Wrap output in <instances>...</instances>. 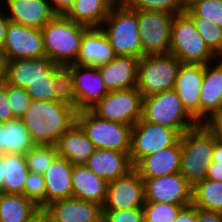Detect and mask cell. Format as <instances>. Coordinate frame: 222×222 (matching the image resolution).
I'll list each match as a JSON object with an SVG mask.
<instances>
[{
  "instance_id": "cell-22",
  "label": "cell",
  "mask_w": 222,
  "mask_h": 222,
  "mask_svg": "<svg viewBox=\"0 0 222 222\" xmlns=\"http://www.w3.org/2000/svg\"><path fill=\"white\" fill-rule=\"evenodd\" d=\"M55 63L46 56L8 60L7 83L25 88L36 78H54Z\"/></svg>"
},
{
  "instance_id": "cell-31",
  "label": "cell",
  "mask_w": 222,
  "mask_h": 222,
  "mask_svg": "<svg viewBox=\"0 0 222 222\" xmlns=\"http://www.w3.org/2000/svg\"><path fill=\"white\" fill-rule=\"evenodd\" d=\"M4 182L2 193L24 195L29 169L23 154H3Z\"/></svg>"
},
{
  "instance_id": "cell-50",
  "label": "cell",
  "mask_w": 222,
  "mask_h": 222,
  "mask_svg": "<svg viewBox=\"0 0 222 222\" xmlns=\"http://www.w3.org/2000/svg\"><path fill=\"white\" fill-rule=\"evenodd\" d=\"M8 59L0 51V86L7 83Z\"/></svg>"
},
{
  "instance_id": "cell-44",
  "label": "cell",
  "mask_w": 222,
  "mask_h": 222,
  "mask_svg": "<svg viewBox=\"0 0 222 222\" xmlns=\"http://www.w3.org/2000/svg\"><path fill=\"white\" fill-rule=\"evenodd\" d=\"M7 98V83L0 86V123L14 119V115L10 109Z\"/></svg>"
},
{
  "instance_id": "cell-20",
  "label": "cell",
  "mask_w": 222,
  "mask_h": 222,
  "mask_svg": "<svg viewBox=\"0 0 222 222\" xmlns=\"http://www.w3.org/2000/svg\"><path fill=\"white\" fill-rule=\"evenodd\" d=\"M138 57L116 56L115 59L97 67L108 92L137 87Z\"/></svg>"
},
{
  "instance_id": "cell-7",
  "label": "cell",
  "mask_w": 222,
  "mask_h": 222,
  "mask_svg": "<svg viewBox=\"0 0 222 222\" xmlns=\"http://www.w3.org/2000/svg\"><path fill=\"white\" fill-rule=\"evenodd\" d=\"M181 64L170 53L144 55L138 62L136 88L143 97L174 89Z\"/></svg>"
},
{
  "instance_id": "cell-19",
  "label": "cell",
  "mask_w": 222,
  "mask_h": 222,
  "mask_svg": "<svg viewBox=\"0 0 222 222\" xmlns=\"http://www.w3.org/2000/svg\"><path fill=\"white\" fill-rule=\"evenodd\" d=\"M110 42L100 27H89L83 34L79 54L74 64L99 67L116 58Z\"/></svg>"
},
{
  "instance_id": "cell-52",
  "label": "cell",
  "mask_w": 222,
  "mask_h": 222,
  "mask_svg": "<svg viewBox=\"0 0 222 222\" xmlns=\"http://www.w3.org/2000/svg\"><path fill=\"white\" fill-rule=\"evenodd\" d=\"M27 222H49V218L47 213L43 209H40Z\"/></svg>"
},
{
  "instance_id": "cell-49",
  "label": "cell",
  "mask_w": 222,
  "mask_h": 222,
  "mask_svg": "<svg viewBox=\"0 0 222 222\" xmlns=\"http://www.w3.org/2000/svg\"><path fill=\"white\" fill-rule=\"evenodd\" d=\"M10 20L7 17L6 12L4 9L0 8V51L2 50L6 38V30L8 27Z\"/></svg>"
},
{
  "instance_id": "cell-6",
  "label": "cell",
  "mask_w": 222,
  "mask_h": 222,
  "mask_svg": "<svg viewBox=\"0 0 222 222\" xmlns=\"http://www.w3.org/2000/svg\"><path fill=\"white\" fill-rule=\"evenodd\" d=\"M169 53L183 64L206 65L217 59L186 12L175 15L173 19Z\"/></svg>"
},
{
  "instance_id": "cell-39",
  "label": "cell",
  "mask_w": 222,
  "mask_h": 222,
  "mask_svg": "<svg viewBox=\"0 0 222 222\" xmlns=\"http://www.w3.org/2000/svg\"><path fill=\"white\" fill-rule=\"evenodd\" d=\"M24 195L40 209L46 207V187L43 174L29 172L24 186Z\"/></svg>"
},
{
  "instance_id": "cell-47",
  "label": "cell",
  "mask_w": 222,
  "mask_h": 222,
  "mask_svg": "<svg viewBox=\"0 0 222 222\" xmlns=\"http://www.w3.org/2000/svg\"><path fill=\"white\" fill-rule=\"evenodd\" d=\"M74 0H49L51 8L56 14L64 15L72 6Z\"/></svg>"
},
{
  "instance_id": "cell-32",
  "label": "cell",
  "mask_w": 222,
  "mask_h": 222,
  "mask_svg": "<svg viewBox=\"0 0 222 222\" xmlns=\"http://www.w3.org/2000/svg\"><path fill=\"white\" fill-rule=\"evenodd\" d=\"M192 204L200 209L222 213V181L205 178L197 182L192 189Z\"/></svg>"
},
{
  "instance_id": "cell-30",
  "label": "cell",
  "mask_w": 222,
  "mask_h": 222,
  "mask_svg": "<svg viewBox=\"0 0 222 222\" xmlns=\"http://www.w3.org/2000/svg\"><path fill=\"white\" fill-rule=\"evenodd\" d=\"M39 210L25 195L0 193V222H27Z\"/></svg>"
},
{
  "instance_id": "cell-48",
  "label": "cell",
  "mask_w": 222,
  "mask_h": 222,
  "mask_svg": "<svg viewBox=\"0 0 222 222\" xmlns=\"http://www.w3.org/2000/svg\"><path fill=\"white\" fill-rule=\"evenodd\" d=\"M206 178L214 181H222V164L212 161L207 169Z\"/></svg>"
},
{
  "instance_id": "cell-34",
  "label": "cell",
  "mask_w": 222,
  "mask_h": 222,
  "mask_svg": "<svg viewBox=\"0 0 222 222\" xmlns=\"http://www.w3.org/2000/svg\"><path fill=\"white\" fill-rule=\"evenodd\" d=\"M58 157L55 145H35L24 154L29 172L44 174Z\"/></svg>"
},
{
  "instance_id": "cell-14",
  "label": "cell",
  "mask_w": 222,
  "mask_h": 222,
  "mask_svg": "<svg viewBox=\"0 0 222 222\" xmlns=\"http://www.w3.org/2000/svg\"><path fill=\"white\" fill-rule=\"evenodd\" d=\"M143 180L145 185V202L179 205L192 204L193 186L180 172Z\"/></svg>"
},
{
  "instance_id": "cell-28",
  "label": "cell",
  "mask_w": 222,
  "mask_h": 222,
  "mask_svg": "<svg viewBox=\"0 0 222 222\" xmlns=\"http://www.w3.org/2000/svg\"><path fill=\"white\" fill-rule=\"evenodd\" d=\"M35 146L32 136L21 118L0 123V152L25 154Z\"/></svg>"
},
{
  "instance_id": "cell-38",
  "label": "cell",
  "mask_w": 222,
  "mask_h": 222,
  "mask_svg": "<svg viewBox=\"0 0 222 222\" xmlns=\"http://www.w3.org/2000/svg\"><path fill=\"white\" fill-rule=\"evenodd\" d=\"M132 10H153L172 13H184L187 7L185 0H128L125 3Z\"/></svg>"
},
{
  "instance_id": "cell-9",
  "label": "cell",
  "mask_w": 222,
  "mask_h": 222,
  "mask_svg": "<svg viewBox=\"0 0 222 222\" xmlns=\"http://www.w3.org/2000/svg\"><path fill=\"white\" fill-rule=\"evenodd\" d=\"M135 11L141 37L142 57L144 55L169 53L175 15L156 10Z\"/></svg>"
},
{
  "instance_id": "cell-40",
  "label": "cell",
  "mask_w": 222,
  "mask_h": 222,
  "mask_svg": "<svg viewBox=\"0 0 222 222\" xmlns=\"http://www.w3.org/2000/svg\"><path fill=\"white\" fill-rule=\"evenodd\" d=\"M7 98L10 104L9 107L15 118H22L32 101L25 88L13 86L8 83Z\"/></svg>"
},
{
  "instance_id": "cell-3",
  "label": "cell",
  "mask_w": 222,
  "mask_h": 222,
  "mask_svg": "<svg viewBox=\"0 0 222 222\" xmlns=\"http://www.w3.org/2000/svg\"><path fill=\"white\" fill-rule=\"evenodd\" d=\"M216 140L202 123L181 135L180 173L192 186L206 178Z\"/></svg>"
},
{
  "instance_id": "cell-29",
  "label": "cell",
  "mask_w": 222,
  "mask_h": 222,
  "mask_svg": "<svg viewBox=\"0 0 222 222\" xmlns=\"http://www.w3.org/2000/svg\"><path fill=\"white\" fill-rule=\"evenodd\" d=\"M114 4L112 0H74L64 15L87 27H101Z\"/></svg>"
},
{
  "instance_id": "cell-45",
  "label": "cell",
  "mask_w": 222,
  "mask_h": 222,
  "mask_svg": "<svg viewBox=\"0 0 222 222\" xmlns=\"http://www.w3.org/2000/svg\"><path fill=\"white\" fill-rule=\"evenodd\" d=\"M174 222H198L197 220V207L193 204L183 207Z\"/></svg>"
},
{
  "instance_id": "cell-13",
  "label": "cell",
  "mask_w": 222,
  "mask_h": 222,
  "mask_svg": "<svg viewBox=\"0 0 222 222\" xmlns=\"http://www.w3.org/2000/svg\"><path fill=\"white\" fill-rule=\"evenodd\" d=\"M1 52L8 60L46 56L41 29L9 22Z\"/></svg>"
},
{
  "instance_id": "cell-25",
  "label": "cell",
  "mask_w": 222,
  "mask_h": 222,
  "mask_svg": "<svg viewBox=\"0 0 222 222\" xmlns=\"http://www.w3.org/2000/svg\"><path fill=\"white\" fill-rule=\"evenodd\" d=\"M55 146L58 156L65 158L72 165H84L96 150L77 122L59 137Z\"/></svg>"
},
{
  "instance_id": "cell-55",
  "label": "cell",
  "mask_w": 222,
  "mask_h": 222,
  "mask_svg": "<svg viewBox=\"0 0 222 222\" xmlns=\"http://www.w3.org/2000/svg\"><path fill=\"white\" fill-rule=\"evenodd\" d=\"M191 0H185L186 4H188Z\"/></svg>"
},
{
  "instance_id": "cell-53",
  "label": "cell",
  "mask_w": 222,
  "mask_h": 222,
  "mask_svg": "<svg viewBox=\"0 0 222 222\" xmlns=\"http://www.w3.org/2000/svg\"><path fill=\"white\" fill-rule=\"evenodd\" d=\"M3 182H4V172H3V154H2L0 158V193L2 192Z\"/></svg>"
},
{
  "instance_id": "cell-54",
  "label": "cell",
  "mask_w": 222,
  "mask_h": 222,
  "mask_svg": "<svg viewBox=\"0 0 222 222\" xmlns=\"http://www.w3.org/2000/svg\"><path fill=\"white\" fill-rule=\"evenodd\" d=\"M115 4H124L126 3L128 0H112Z\"/></svg>"
},
{
  "instance_id": "cell-11",
  "label": "cell",
  "mask_w": 222,
  "mask_h": 222,
  "mask_svg": "<svg viewBox=\"0 0 222 222\" xmlns=\"http://www.w3.org/2000/svg\"><path fill=\"white\" fill-rule=\"evenodd\" d=\"M181 138L175 129L144 121L142 118L132 127L130 160L135 166L143 157L173 146Z\"/></svg>"
},
{
  "instance_id": "cell-5",
  "label": "cell",
  "mask_w": 222,
  "mask_h": 222,
  "mask_svg": "<svg viewBox=\"0 0 222 222\" xmlns=\"http://www.w3.org/2000/svg\"><path fill=\"white\" fill-rule=\"evenodd\" d=\"M142 119L175 129L181 135L199 124L186 111L174 89L143 97Z\"/></svg>"
},
{
  "instance_id": "cell-18",
  "label": "cell",
  "mask_w": 222,
  "mask_h": 222,
  "mask_svg": "<svg viewBox=\"0 0 222 222\" xmlns=\"http://www.w3.org/2000/svg\"><path fill=\"white\" fill-rule=\"evenodd\" d=\"M204 77V65L181 64L174 90L186 111L200 123V89Z\"/></svg>"
},
{
  "instance_id": "cell-1",
  "label": "cell",
  "mask_w": 222,
  "mask_h": 222,
  "mask_svg": "<svg viewBox=\"0 0 222 222\" xmlns=\"http://www.w3.org/2000/svg\"><path fill=\"white\" fill-rule=\"evenodd\" d=\"M77 110L59 101L32 100L21 118L35 145H56L76 122Z\"/></svg>"
},
{
  "instance_id": "cell-51",
  "label": "cell",
  "mask_w": 222,
  "mask_h": 222,
  "mask_svg": "<svg viewBox=\"0 0 222 222\" xmlns=\"http://www.w3.org/2000/svg\"><path fill=\"white\" fill-rule=\"evenodd\" d=\"M212 161L222 164V141L220 140L215 141Z\"/></svg>"
},
{
  "instance_id": "cell-35",
  "label": "cell",
  "mask_w": 222,
  "mask_h": 222,
  "mask_svg": "<svg viewBox=\"0 0 222 222\" xmlns=\"http://www.w3.org/2000/svg\"><path fill=\"white\" fill-rule=\"evenodd\" d=\"M210 51L222 58V28L199 16H190Z\"/></svg>"
},
{
  "instance_id": "cell-46",
  "label": "cell",
  "mask_w": 222,
  "mask_h": 222,
  "mask_svg": "<svg viewBox=\"0 0 222 222\" xmlns=\"http://www.w3.org/2000/svg\"><path fill=\"white\" fill-rule=\"evenodd\" d=\"M198 222H222V213L197 207Z\"/></svg>"
},
{
  "instance_id": "cell-12",
  "label": "cell",
  "mask_w": 222,
  "mask_h": 222,
  "mask_svg": "<svg viewBox=\"0 0 222 222\" xmlns=\"http://www.w3.org/2000/svg\"><path fill=\"white\" fill-rule=\"evenodd\" d=\"M145 203L144 180L133 168L126 175L109 182L102 210H124L143 207Z\"/></svg>"
},
{
  "instance_id": "cell-43",
  "label": "cell",
  "mask_w": 222,
  "mask_h": 222,
  "mask_svg": "<svg viewBox=\"0 0 222 222\" xmlns=\"http://www.w3.org/2000/svg\"><path fill=\"white\" fill-rule=\"evenodd\" d=\"M216 138L222 141V108L202 123Z\"/></svg>"
},
{
  "instance_id": "cell-27",
  "label": "cell",
  "mask_w": 222,
  "mask_h": 222,
  "mask_svg": "<svg viewBox=\"0 0 222 222\" xmlns=\"http://www.w3.org/2000/svg\"><path fill=\"white\" fill-rule=\"evenodd\" d=\"M108 183L85 165H73V197L103 206Z\"/></svg>"
},
{
  "instance_id": "cell-16",
  "label": "cell",
  "mask_w": 222,
  "mask_h": 222,
  "mask_svg": "<svg viewBox=\"0 0 222 222\" xmlns=\"http://www.w3.org/2000/svg\"><path fill=\"white\" fill-rule=\"evenodd\" d=\"M49 222H101L102 206L78 198L57 200L43 209Z\"/></svg>"
},
{
  "instance_id": "cell-8",
  "label": "cell",
  "mask_w": 222,
  "mask_h": 222,
  "mask_svg": "<svg viewBox=\"0 0 222 222\" xmlns=\"http://www.w3.org/2000/svg\"><path fill=\"white\" fill-rule=\"evenodd\" d=\"M76 122L96 149H109L130 153L132 127L96 116L91 110L79 111Z\"/></svg>"
},
{
  "instance_id": "cell-10",
  "label": "cell",
  "mask_w": 222,
  "mask_h": 222,
  "mask_svg": "<svg viewBox=\"0 0 222 222\" xmlns=\"http://www.w3.org/2000/svg\"><path fill=\"white\" fill-rule=\"evenodd\" d=\"M143 96L134 87L109 92L90 110L98 117L134 126L142 118Z\"/></svg>"
},
{
  "instance_id": "cell-41",
  "label": "cell",
  "mask_w": 222,
  "mask_h": 222,
  "mask_svg": "<svg viewBox=\"0 0 222 222\" xmlns=\"http://www.w3.org/2000/svg\"><path fill=\"white\" fill-rule=\"evenodd\" d=\"M52 82L53 78H36L25 87V90L32 100L56 101Z\"/></svg>"
},
{
  "instance_id": "cell-26",
  "label": "cell",
  "mask_w": 222,
  "mask_h": 222,
  "mask_svg": "<svg viewBox=\"0 0 222 222\" xmlns=\"http://www.w3.org/2000/svg\"><path fill=\"white\" fill-rule=\"evenodd\" d=\"M73 165L62 157H57L44 172L46 206L50 203L73 197Z\"/></svg>"
},
{
  "instance_id": "cell-33",
  "label": "cell",
  "mask_w": 222,
  "mask_h": 222,
  "mask_svg": "<svg viewBox=\"0 0 222 222\" xmlns=\"http://www.w3.org/2000/svg\"><path fill=\"white\" fill-rule=\"evenodd\" d=\"M52 89L56 101L65 103L76 109V98L73 88L72 64L71 65L55 64Z\"/></svg>"
},
{
  "instance_id": "cell-4",
  "label": "cell",
  "mask_w": 222,
  "mask_h": 222,
  "mask_svg": "<svg viewBox=\"0 0 222 222\" xmlns=\"http://www.w3.org/2000/svg\"><path fill=\"white\" fill-rule=\"evenodd\" d=\"M100 28L117 56L142 57L137 13L125 3L114 4Z\"/></svg>"
},
{
  "instance_id": "cell-37",
  "label": "cell",
  "mask_w": 222,
  "mask_h": 222,
  "mask_svg": "<svg viewBox=\"0 0 222 222\" xmlns=\"http://www.w3.org/2000/svg\"><path fill=\"white\" fill-rule=\"evenodd\" d=\"M189 205L161 202H145L143 209L144 222H174L183 207Z\"/></svg>"
},
{
  "instance_id": "cell-36",
  "label": "cell",
  "mask_w": 222,
  "mask_h": 222,
  "mask_svg": "<svg viewBox=\"0 0 222 222\" xmlns=\"http://www.w3.org/2000/svg\"><path fill=\"white\" fill-rule=\"evenodd\" d=\"M185 12L199 16L222 28V0H191Z\"/></svg>"
},
{
  "instance_id": "cell-23",
  "label": "cell",
  "mask_w": 222,
  "mask_h": 222,
  "mask_svg": "<svg viewBox=\"0 0 222 222\" xmlns=\"http://www.w3.org/2000/svg\"><path fill=\"white\" fill-rule=\"evenodd\" d=\"M181 138L173 146L143 157L134 168L143 179L156 178L180 172Z\"/></svg>"
},
{
  "instance_id": "cell-42",
  "label": "cell",
  "mask_w": 222,
  "mask_h": 222,
  "mask_svg": "<svg viewBox=\"0 0 222 222\" xmlns=\"http://www.w3.org/2000/svg\"><path fill=\"white\" fill-rule=\"evenodd\" d=\"M104 222H144L142 207L124 210H103Z\"/></svg>"
},
{
  "instance_id": "cell-24",
  "label": "cell",
  "mask_w": 222,
  "mask_h": 222,
  "mask_svg": "<svg viewBox=\"0 0 222 222\" xmlns=\"http://www.w3.org/2000/svg\"><path fill=\"white\" fill-rule=\"evenodd\" d=\"M204 65L200 89V123L222 108V58Z\"/></svg>"
},
{
  "instance_id": "cell-2",
  "label": "cell",
  "mask_w": 222,
  "mask_h": 222,
  "mask_svg": "<svg viewBox=\"0 0 222 222\" xmlns=\"http://www.w3.org/2000/svg\"><path fill=\"white\" fill-rule=\"evenodd\" d=\"M88 28L65 15L56 14L41 29L46 57L57 65L74 64Z\"/></svg>"
},
{
  "instance_id": "cell-17",
  "label": "cell",
  "mask_w": 222,
  "mask_h": 222,
  "mask_svg": "<svg viewBox=\"0 0 222 222\" xmlns=\"http://www.w3.org/2000/svg\"><path fill=\"white\" fill-rule=\"evenodd\" d=\"M10 22L42 29L56 13L49 0H1ZM4 5V6H3Z\"/></svg>"
},
{
  "instance_id": "cell-21",
  "label": "cell",
  "mask_w": 222,
  "mask_h": 222,
  "mask_svg": "<svg viewBox=\"0 0 222 222\" xmlns=\"http://www.w3.org/2000/svg\"><path fill=\"white\" fill-rule=\"evenodd\" d=\"M84 165L107 183L134 168L129 153L109 149H96Z\"/></svg>"
},
{
  "instance_id": "cell-15",
  "label": "cell",
  "mask_w": 222,
  "mask_h": 222,
  "mask_svg": "<svg viewBox=\"0 0 222 222\" xmlns=\"http://www.w3.org/2000/svg\"><path fill=\"white\" fill-rule=\"evenodd\" d=\"M77 112L90 110L109 92L97 67L72 64Z\"/></svg>"
}]
</instances>
